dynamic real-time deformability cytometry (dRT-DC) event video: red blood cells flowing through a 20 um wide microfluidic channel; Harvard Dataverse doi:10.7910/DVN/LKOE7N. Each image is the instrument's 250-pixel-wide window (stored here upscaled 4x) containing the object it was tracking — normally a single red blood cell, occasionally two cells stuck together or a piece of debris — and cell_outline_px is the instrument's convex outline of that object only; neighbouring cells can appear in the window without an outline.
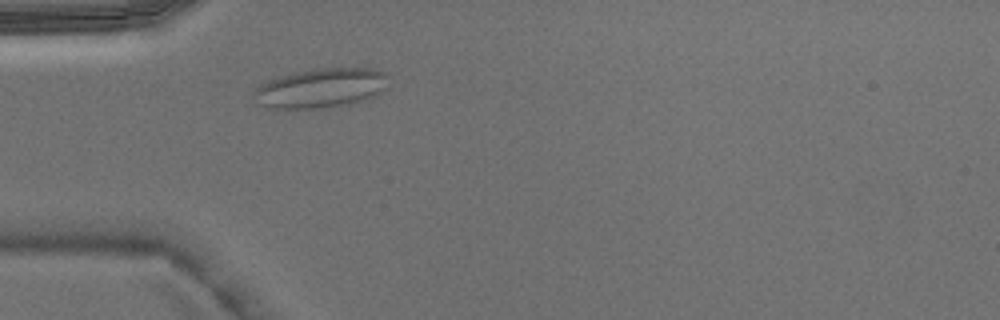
{"species": "Egyptian fruit bat (a non-hibernating species)", "species_latin": "Rousettus aegyptiacus", "temperature_condition": "warm", "stored_images_in_passage": 2, "camera_frame_rate_fps": 3000, "um_per_image_px": 0.085, "animal": {"sex": "male"}, "frame": {"image": 1, "passage_image": 2, "time_ms": 0.333, "image_size_px": [1000, 320], "cell_outline_px": [[388, 76], [384, 88], [376, 96], [368, 100], [324, 108], [268, 108], [260, 104], [252, 92], [260, 84], [268, 80], [300, 72], [324, 68], [376, 68], [388, 72]], "centroid_in_image_um": [27.34, 7.49], "position_along_channel_um": 57.7, "area_um2": 30.75}}